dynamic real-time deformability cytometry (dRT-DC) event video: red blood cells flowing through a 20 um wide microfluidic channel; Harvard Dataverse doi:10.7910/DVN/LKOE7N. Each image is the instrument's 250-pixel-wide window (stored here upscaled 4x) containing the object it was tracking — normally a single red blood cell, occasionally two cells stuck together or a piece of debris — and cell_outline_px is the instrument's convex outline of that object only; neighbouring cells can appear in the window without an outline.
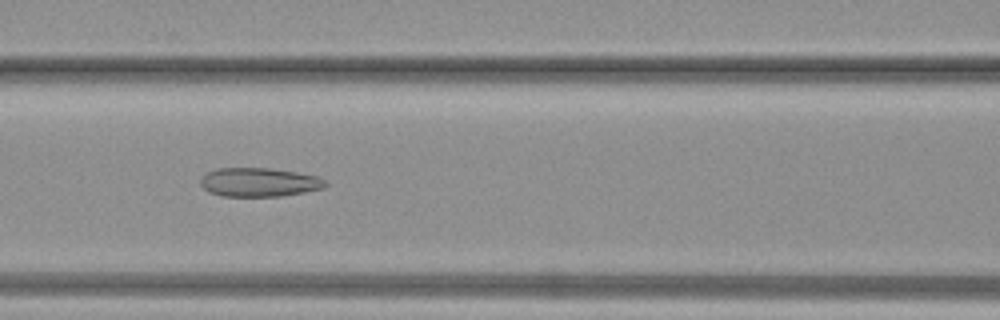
{"species": "common noctule bat (a hibernating species)", "species_latin": "Nyctalus noctula", "temperature_condition": "warm", "stored_images_in_passage": 24, "camera_frame_rate_fps": 3000, "um_per_image_px": 0.085, "animal": {"sex": "female", "body_mass_g": 19.3, "forearm_length_mm": 54.1}, "frame": {"image": 1, "passage_image": 15, "time_ms": 4.667, "image_size_px": [1000, 320], "cell_outline_px": [[328, 184], [324, 188], [304, 192], [280, 196], [220, 196], [208, 192], [200, 184], [200, 176], [216, 168], [268, 168], [296, 172], [316, 176], [328, 180]], "centroid_in_image_um": [22.01, 15.49], "position_along_channel_um": 144.6, "area_um2": 21.15}}
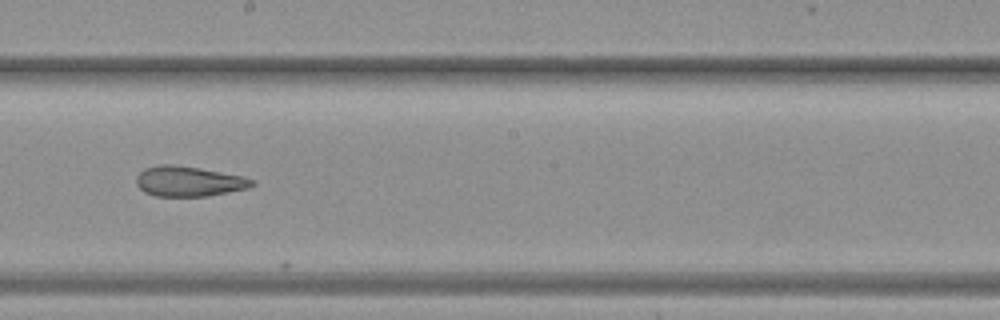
{"frame": {"image": 2, "passage_image": 20, "time_ms": 6.333, "image_size_px": [1000, 320], "cell_outline_px": [[256, 184], [248, 188], [208, 196], [156, 196], [144, 192], [136, 184], [136, 176], [144, 168], [160, 164], [172, 164], [200, 168], [244, 176], [256, 180]], "centroid_in_image_um": [16.06, 15.41], "position_along_channel_um": 232.1, "area_um2": 20.52}}
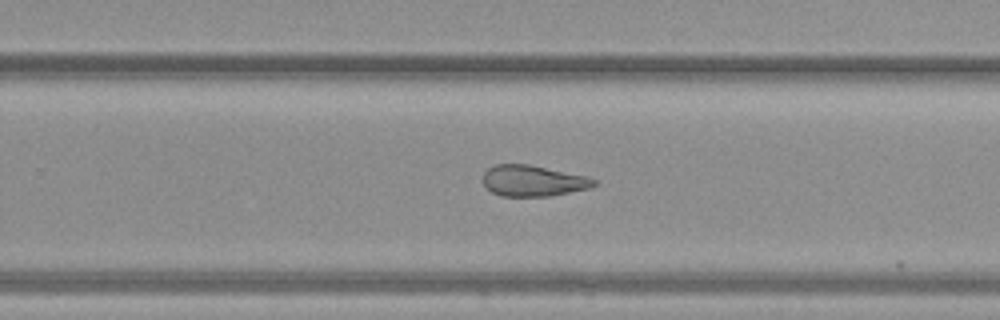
{"frame": {"image": 3, "passage_image": 23, "time_ms": 7.333, "image_size_px": [1000, 320], "cell_outline_px": [[596, 184], [588, 188], [552, 196], [500, 196], [484, 188], [484, 172], [492, 164], [528, 164], [588, 176], [596, 180]], "centroid_in_image_um": [45.28, 15.36], "position_along_channel_um": 284.5, "area_um2": 20.17}}